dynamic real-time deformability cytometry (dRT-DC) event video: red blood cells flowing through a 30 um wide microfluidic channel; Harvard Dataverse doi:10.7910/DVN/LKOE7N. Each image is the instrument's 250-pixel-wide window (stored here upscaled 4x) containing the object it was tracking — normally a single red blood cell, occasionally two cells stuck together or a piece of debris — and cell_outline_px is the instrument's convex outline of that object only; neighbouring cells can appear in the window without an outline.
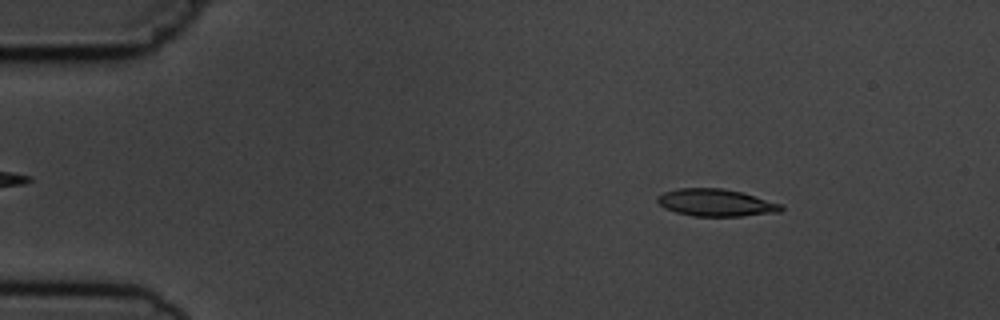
{"species": "common noctule bat (a hibernating species)", "species_latin": "Nyctalus noctula", "temperature_condition": "cold", "stored_images_in_passage": 4, "camera_frame_rate_fps": 3000, "um_per_image_px": 0.085, "animal": {"sex": "male", "body_mass_g": 19.5, "forearm_length_mm": 54.6}, "frame": {"image": 1, "passage_image": 2, "time_ms": 1.0, "image_size_px": [1000, 320], "cell_outline_px": [[784, 208], [780, 212], [740, 216], [692, 216], [676, 212], [664, 208], [656, 200], [656, 196], [664, 192], [676, 188], [720, 188], [744, 192], [784, 204]], "centroid_in_image_um": [60.88, 17.22], "position_along_channel_um": 24.1, "area_um2": 19.94}}